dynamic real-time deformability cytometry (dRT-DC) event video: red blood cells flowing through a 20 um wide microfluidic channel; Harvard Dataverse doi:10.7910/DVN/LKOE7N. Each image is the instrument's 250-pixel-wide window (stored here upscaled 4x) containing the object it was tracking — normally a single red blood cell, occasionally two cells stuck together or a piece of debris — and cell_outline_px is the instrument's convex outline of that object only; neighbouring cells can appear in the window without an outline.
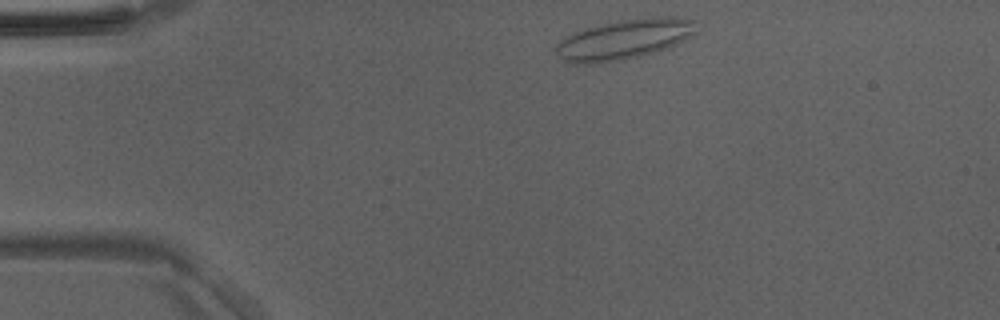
{"species": "Egyptian fruit bat (a non-hibernating species)", "species_latin": "Rousettus aegyptiacus", "temperature_condition": "room temperature", "stored_images_in_passage": 40, "camera_frame_rate_fps": 3000, "um_per_image_px": 0.085, "animal": {"sex": "male"}, "frame": {"image": 1, "passage_image": 1, "time_ms": 0.0, "image_size_px": [1000, 320], "cell_outline_px": [[696, 32], [692, 36], [668, 48], [620, 60], [588, 64], [572, 64], [556, 56], [556, 44], [564, 36], [584, 28], [600, 24], [620, 20], [652, 16], [676, 16], [696, 20]], "centroid_in_image_um": [53.05, 3.32], "position_along_channel_um": 32.0, "area_um2": 33.0}}
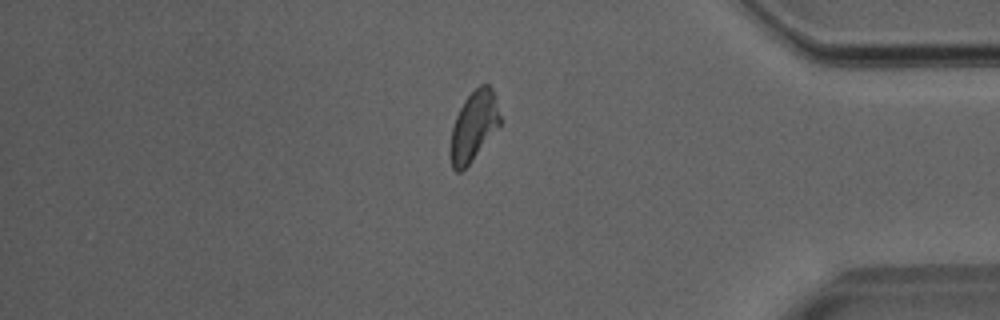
{"frame": {"image": 2, "passage_image": 33, "time_ms": 10.667, "image_size_px": [1000, 320], "cell_outline_px": [[500, 124], [468, 164], [460, 172], [456, 172], [452, 168], [448, 152], [452, 128], [456, 116], [464, 100], [480, 84], [488, 84], [492, 88], [500, 116]], "centroid_in_image_um": [40.22, 10.73], "position_along_channel_um": 395.0, "area_um2": 19.83}}
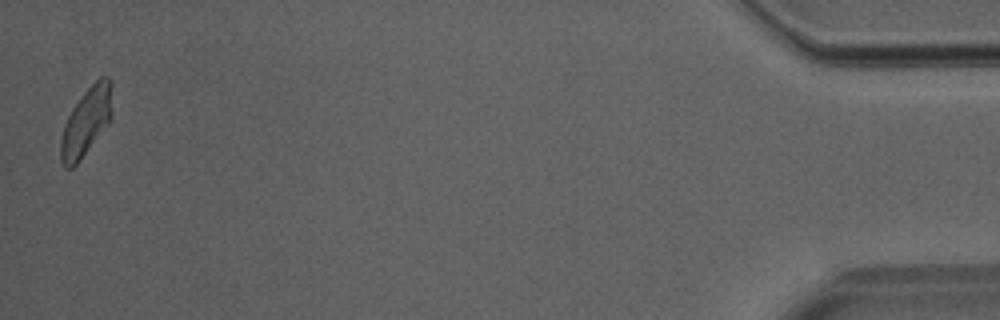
{"frame": {"image": 3, "passage_image": 40, "time_ms": 13.0, "image_size_px": [1000, 320], "cell_outline_px": [[112, 112], [108, 124], [80, 160], [72, 168], [64, 168], [60, 160], [60, 140], [64, 124], [72, 108], [84, 92], [100, 76], [108, 76], [112, 84]], "centroid_in_image_um": [7.33, 10.34], "position_along_channel_um": 427.9, "area_um2": 20.46}}